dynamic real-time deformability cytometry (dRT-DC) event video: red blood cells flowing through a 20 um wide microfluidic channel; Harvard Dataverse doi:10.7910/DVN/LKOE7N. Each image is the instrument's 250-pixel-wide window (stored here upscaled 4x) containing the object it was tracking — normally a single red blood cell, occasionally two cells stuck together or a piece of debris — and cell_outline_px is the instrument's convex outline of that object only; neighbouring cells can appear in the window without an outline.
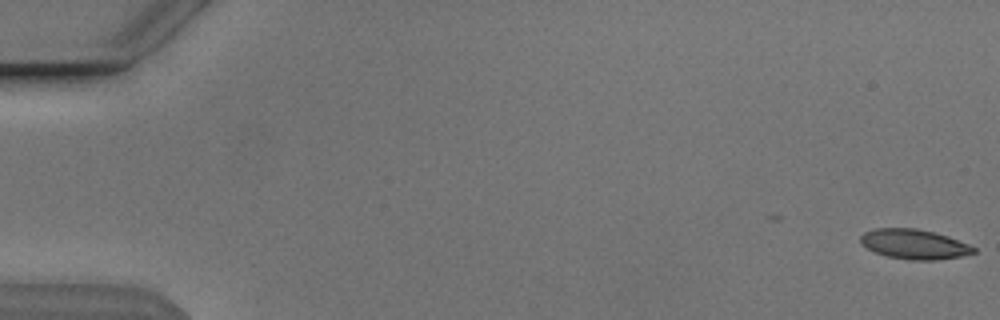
{"species": "Egyptian fruit bat (a non-hibernating species)", "species_latin": "Rousettus aegyptiacus", "temperature_condition": "cold", "stored_images_in_passage": 13, "camera_frame_rate_fps": 3000, "um_per_image_px": 0.085, "animal": {"sex": "male"}, "frame": {"image": 1, "passage_image": 1, "time_ms": 0.0, "image_size_px": [1000, 320], "cell_outline_px": [[976, 252], [960, 256], [936, 260], [908, 260], [888, 256], [876, 252], [860, 244], [860, 236], [864, 232], [876, 228], [916, 228], [948, 236], [968, 244], [976, 248]], "centroid_in_image_um": [77.69, 20.75], "position_along_channel_um": 7.3, "area_um2": 19.54}}